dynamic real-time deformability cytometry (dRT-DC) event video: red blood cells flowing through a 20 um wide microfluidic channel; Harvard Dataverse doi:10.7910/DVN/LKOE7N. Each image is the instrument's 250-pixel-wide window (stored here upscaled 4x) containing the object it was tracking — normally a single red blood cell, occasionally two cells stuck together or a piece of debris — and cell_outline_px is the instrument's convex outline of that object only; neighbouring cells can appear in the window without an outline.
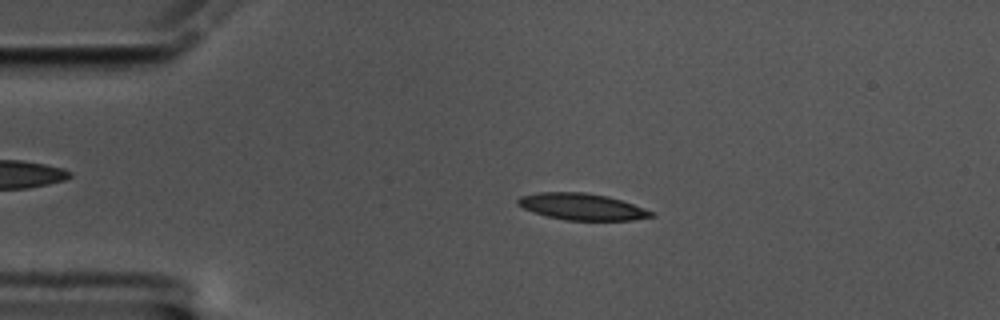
{"species": "common noctule bat (a hibernating species)", "species_latin": "Nyctalus noctula", "temperature_condition": "cold", "stored_images_in_passage": 58, "camera_frame_rate_fps": 3000, "um_per_image_px": 0.085, "animal": {"sex": "male", "body_mass_g": 17.5, "forearm_length_mm": 52.3}, "frame": {"image": 1, "passage_image": 12, "time_ms": 3.667, "image_size_px": [1000, 320], "cell_outline_px": [[656, 216], [632, 220], [564, 220], [548, 216], [524, 208], [516, 204], [516, 200], [520, 196], [536, 192], [584, 192], [608, 196], [656, 212]], "centroid_in_image_um": [49.48, 17.56], "position_along_channel_um": 35.5, "area_um2": 20.63}}
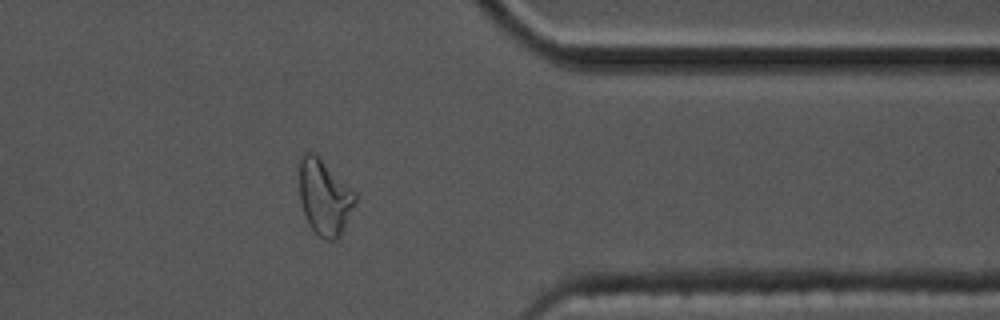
{"frame": {"image": 2, "passage_image": 47, "time_ms": 15.333, "image_size_px": [1000, 320], "cell_outline_px": [[356, 204], [340, 236], [336, 240], [324, 240], [312, 228], [300, 204], [296, 164], [300, 156], [304, 152], [316, 152], [356, 192]], "centroid_in_image_um": [27.54, 16.67], "position_along_channel_um": 383.9, "area_um2": 25.49}}
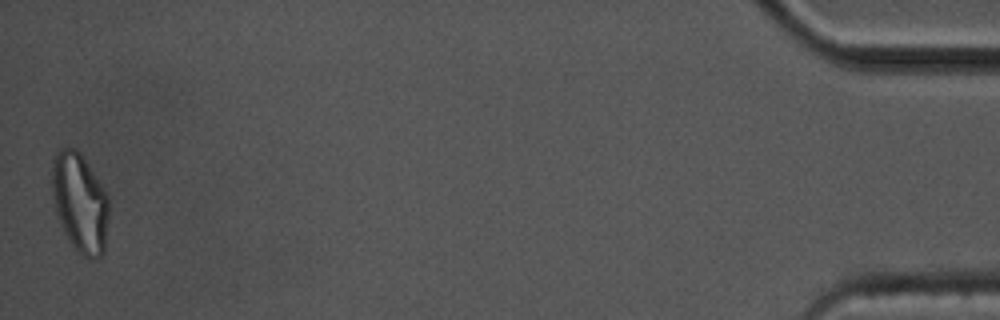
{"frame": {"image": 3, "passage_image": 58, "time_ms": 19.0, "image_size_px": [1000, 320], "cell_outline_px": [[108, 216], [104, 252], [96, 260], [88, 260], [72, 244], [64, 232], [56, 216], [52, 192], [52, 160], [56, 152], [64, 148], [76, 148], [80, 152], [108, 196]], "centroid_in_image_um": [6.78, 17.24], "position_along_channel_um": 428.4, "area_um2": 32.77}, "authors_computed_cell_mechanics": {"area_um2": 21.1548, "velocity_mm_per_s": 3.4079, "shape_relaxation_time_tau1_ms": 4.9321, "shape_relaxation_time_tau2_ms": 2.6036, "deformation_change_tau1": 0.1797, "deformation_change_tau2": 0.1081}}